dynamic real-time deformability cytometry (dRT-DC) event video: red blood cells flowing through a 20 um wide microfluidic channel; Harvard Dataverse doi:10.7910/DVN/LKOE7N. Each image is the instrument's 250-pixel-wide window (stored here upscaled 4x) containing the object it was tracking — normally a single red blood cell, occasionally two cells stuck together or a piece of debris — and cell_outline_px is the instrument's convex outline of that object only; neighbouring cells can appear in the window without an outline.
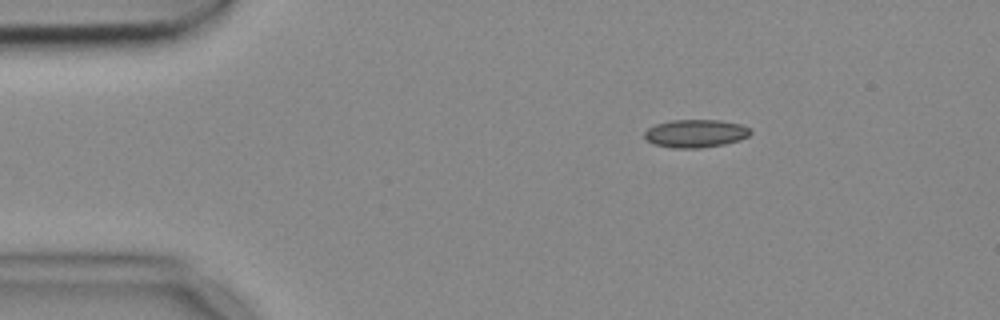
{"species": "common noctule bat (a hibernating species)", "species_latin": "Nyctalus noctula", "temperature_condition": "cold", "stored_images_in_passage": 3, "camera_frame_rate_fps": 3000, "um_per_image_px": 0.085, "animal": {"sex": "female", "body_mass_g": 18.4}, "frame": {"image": 1, "passage_image": 1, "time_ms": 0.0, "image_size_px": [1000, 320], "cell_outline_px": [[752, 132], [748, 136], [740, 140], [724, 144], [700, 148], [672, 148], [652, 144], [644, 136], [644, 132], [648, 128], [656, 124], [672, 120], [720, 120], [740, 124], [748, 128]], "centroid_in_image_um": [59.11, 11.35], "position_along_channel_um": 25.9, "area_um2": 17.28}}
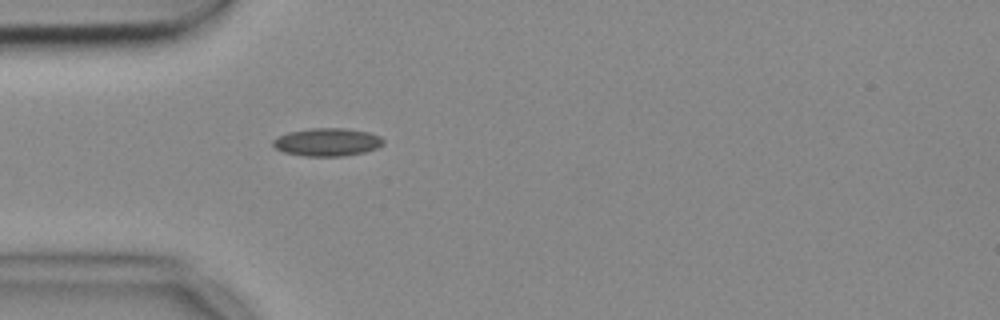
{"frame": {"image": 2, "passage_image": 3, "time_ms": 0.667, "image_size_px": [1000, 320], "cell_outline_px": [[384, 144], [376, 148], [364, 152], [344, 156], [304, 156], [284, 152], [276, 148], [272, 144], [272, 140], [288, 132], [312, 128], [344, 128], [368, 132], [380, 136], [384, 140]], "centroid_in_image_um": [27.82, 12.08], "position_along_channel_um": 57.2, "area_um2": 17.92}}